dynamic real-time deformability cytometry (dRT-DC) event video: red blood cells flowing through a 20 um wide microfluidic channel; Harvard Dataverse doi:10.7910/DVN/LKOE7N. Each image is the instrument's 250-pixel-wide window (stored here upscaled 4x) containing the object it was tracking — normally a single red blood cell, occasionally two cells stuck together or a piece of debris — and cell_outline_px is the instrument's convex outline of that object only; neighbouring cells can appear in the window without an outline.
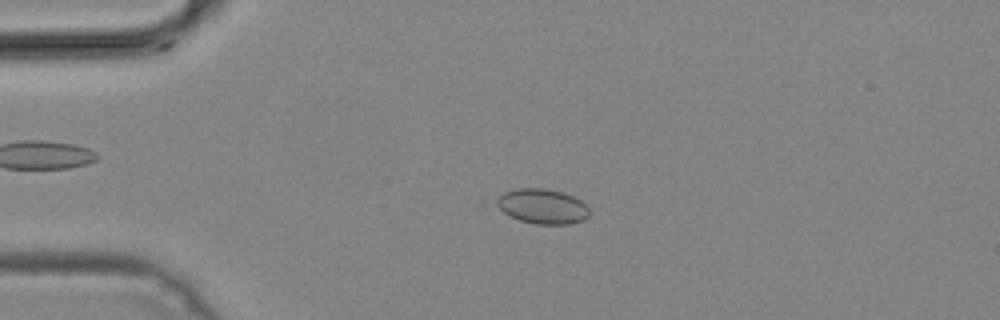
{"species": "common noctule bat (a hibernating species)", "species_latin": "Nyctalus noctula", "temperature_condition": "cold", "stored_images_in_passage": 41, "camera_frame_rate_fps": 3000, "um_per_image_px": 0.085, "animal": {"sex": "male", "body_mass_g": 19.2, "forearm_length_mm": 51.8}, "frame": {"image": 1, "passage_image": 2, "time_ms": 0.333, "image_size_px": [1000, 320], "cell_outline_px": [[588, 216], [584, 220], [568, 224], [536, 224], [520, 220], [508, 216], [492, 204], [492, 200], [504, 192], [516, 188], [544, 188], [564, 192], [580, 200], [588, 208]], "centroid_in_image_um": [46.01, 17.53], "position_along_channel_um": 39.0, "area_um2": 19.19}}
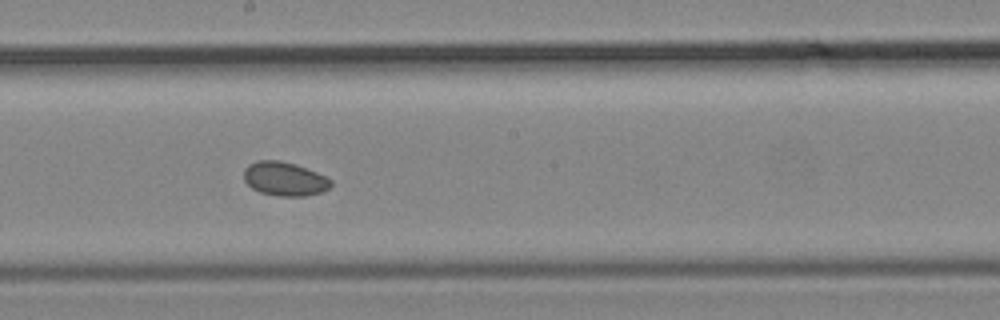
{"frame": {"image": 2, "passage_image": 18, "time_ms": 5.667, "image_size_px": [1000, 320], "cell_outline_px": [[332, 184], [328, 188], [320, 192], [304, 196], [280, 196], [260, 192], [252, 188], [244, 180], [244, 168], [248, 164], [256, 160], [280, 160], [296, 164], [316, 172], [332, 180]], "centroid_in_image_um": [24.16, 15.19], "position_along_channel_um": 224.0, "area_um2": 17.17}}
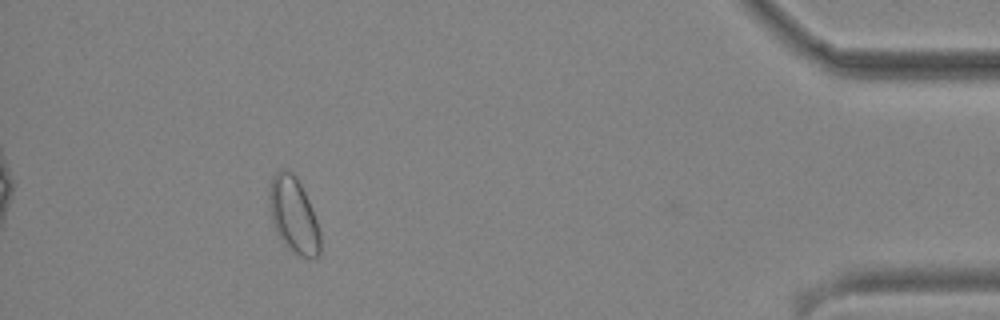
{"frame": {"image": 3, "passage_image": 36, "time_ms": 11.667, "image_size_px": [1000, 320], "cell_outline_px": [[320, 252], [316, 256], [300, 256], [292, 252], [280, 240], [276, 232], [272, 220], [268, 200], [268, 188], [272, 176], [276, 172], [292, 172], [296, 176], [308, 200], [316, 220], [320, 232]], "centroid_in_image_um": [24.92, 18.3], "position_along_channel_um": 410.3, "area_um2": 22.2}}